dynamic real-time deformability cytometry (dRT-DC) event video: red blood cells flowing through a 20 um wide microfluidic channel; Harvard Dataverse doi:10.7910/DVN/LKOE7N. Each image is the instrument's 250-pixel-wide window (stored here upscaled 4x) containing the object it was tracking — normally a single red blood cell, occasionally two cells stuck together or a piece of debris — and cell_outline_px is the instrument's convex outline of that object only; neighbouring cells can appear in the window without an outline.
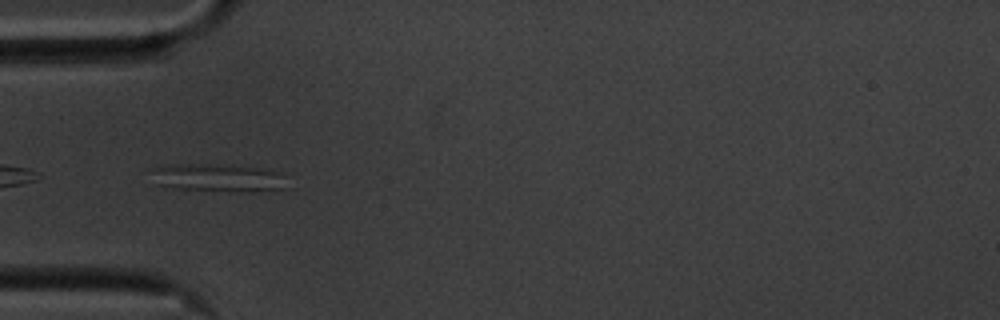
{"species": "common noctule bat (a hibernating species)", "species_latin": "Nyctalus noctula", "temperature_condition": "cold", "stored_images_in_passage": 56, "camera_frame_rate_fps": 3000, "um_per_image_px": 0.085, "animal": {"sex": "male", "body_mass_g": 20.1, "forearm_length_mm": 53.5}, "frame": {"image": 1, "passage_image": 17, "time_ms": 5.333, "image_size_px": [1000, 320], "cell_outline_px": [[284, 188], [260, 192], [240, 192], [176, 188], [156, 184], [152, 168], [176, 164], [232, 164], [256, 168], [276, 172], [284, 176]], "centroid_in_image_um": [18.55, 15.11], "position_along_channel_um": 66.4, "area_um2": 21.96}}
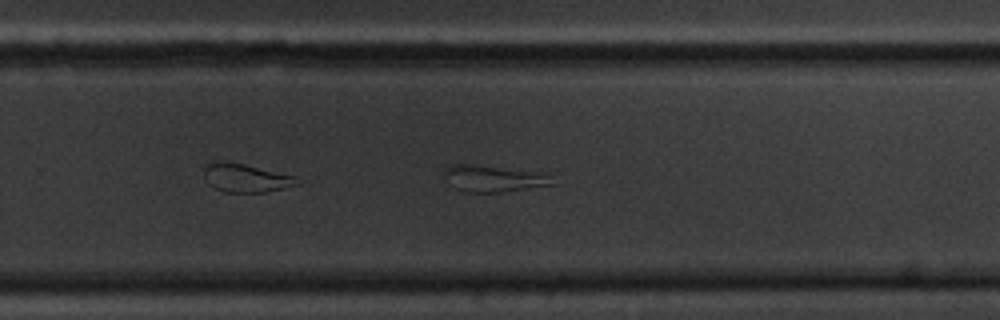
{"frame": {"image": 2, "passage_image": 36, "time_ms": 11.667, "image_size_px": [1000, 320], "cell_outline_px": [[556, 184], [500, 192], [464, 192], [452, 188], [448, 184], [444, 176], [444, 168], [456, 164], [472, 164], [548, 172]], "centroid_in_image_um": [41.96, 15.17], "position_along_channel_um": 287.8, "area_um2": 17.17}}
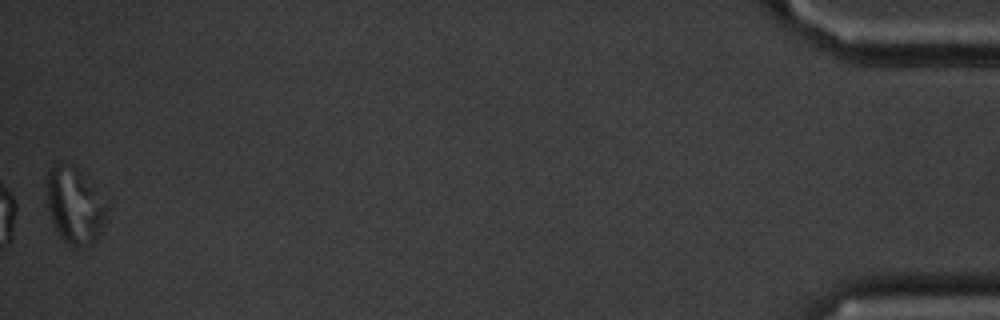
{"frame": {"image": 3, "passage_image": 56, "time_ms": 18.333, "image_size_px": [1000, 320], "cell_outline_px": [[112, 204], [108, 220], [100, 236], [92, 244], [84, 248], [72, 248], [60, 236], [52, 220], [48, 208], [48, 168], [52, 164], [72, 164], [112, 196]], "centroid_in_image_um": [6.54, 17.46], "position_along_channel_um": 428.7, "area_um2": 28.73}, "authors_computed_cell_mechanics": {"area_um2": 24.6517, "velocity_mm_per_s": 3.5027, "shape_relaxation_time_tau1_ms": null, "shape_relaxation_time_tau2_ms": 5.5958, "deformation_change_tau1": null, "deformation_change_tau2": 0.1388}}